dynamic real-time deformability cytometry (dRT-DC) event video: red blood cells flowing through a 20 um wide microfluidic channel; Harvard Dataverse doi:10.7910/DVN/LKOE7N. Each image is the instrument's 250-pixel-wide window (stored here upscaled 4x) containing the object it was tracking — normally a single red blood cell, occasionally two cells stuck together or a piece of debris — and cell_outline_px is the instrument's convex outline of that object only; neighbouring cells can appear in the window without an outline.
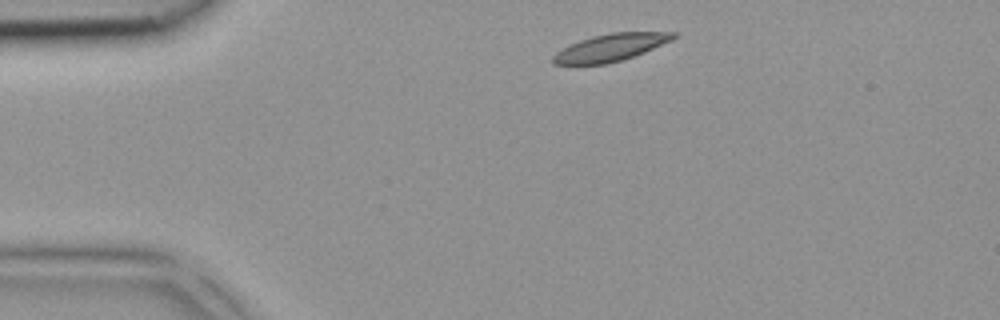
{"species": "common noctule bat (a hibernating species)", "species_latin": "Nyctalus noctula", "temperature_condition": "room temperature", "stored_images_in_passage": 3, "camera_frame_rate_fps": 3000, "um_per_image_px": 0.085, "animal": {"sex": "female", "body_mass_g": 18.4}, "frame": {"image": 1, "passage_image": 1, "time_ms": 0.0, "image_size_px": [1000, 320], "cell_outline_px": [[676, 36], [672, 40], [644, 52], [620, 60], [604, 64], [552, 64], [552, 56], [556, 52], [580, 40], [592, 36], [612, 32], [676, 32]], "centroid_in_image_um": [51.89, 4.03], "position_along_channel_um": 33.1, "area_um2": 18.79}}